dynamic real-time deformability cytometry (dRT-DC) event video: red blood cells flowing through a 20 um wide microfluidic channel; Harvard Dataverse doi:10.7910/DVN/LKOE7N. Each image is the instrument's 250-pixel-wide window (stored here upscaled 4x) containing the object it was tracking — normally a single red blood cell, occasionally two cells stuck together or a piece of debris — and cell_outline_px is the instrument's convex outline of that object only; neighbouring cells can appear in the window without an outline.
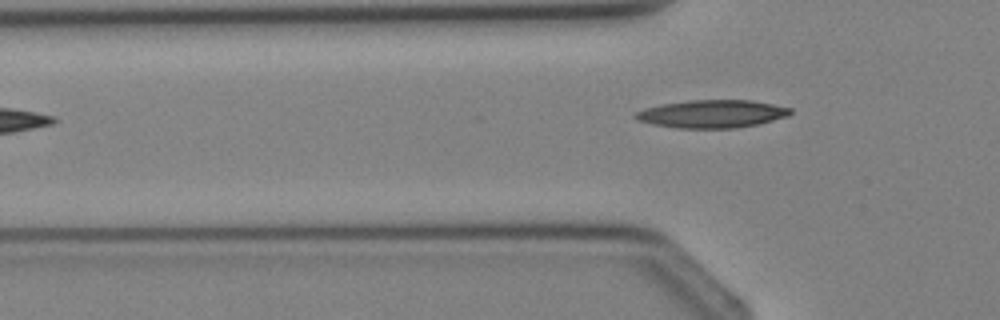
{"species": "Egyptian fruit bat (a non-hibernating species)", "species_latin": "Rousettus aegyptiacus", "temperature_condition": "cold", "stored_images_in_passage": 4, "camera_frame_rate_fps": 3000, "um_per_image_px": 0.085, "animal": {"sex": "female"}, "frame": {"image": 1, "passage_image": 4, "time_ms": 3.333, "image_size_px": [1000, 320], "cell_outline_px": [[792, 112], [788, 116], [756, 124], [736, 128], [676, 128], [652, 124], [636, 120], [632, 116], [636, 112], [644, 108], [664, 104], [692, 100], [752, 100], [792, 108]], "centroid_in_image_um": [60.5, 9.68], "position_along_channel_um": 65.3, "area_um2": 25.09}}